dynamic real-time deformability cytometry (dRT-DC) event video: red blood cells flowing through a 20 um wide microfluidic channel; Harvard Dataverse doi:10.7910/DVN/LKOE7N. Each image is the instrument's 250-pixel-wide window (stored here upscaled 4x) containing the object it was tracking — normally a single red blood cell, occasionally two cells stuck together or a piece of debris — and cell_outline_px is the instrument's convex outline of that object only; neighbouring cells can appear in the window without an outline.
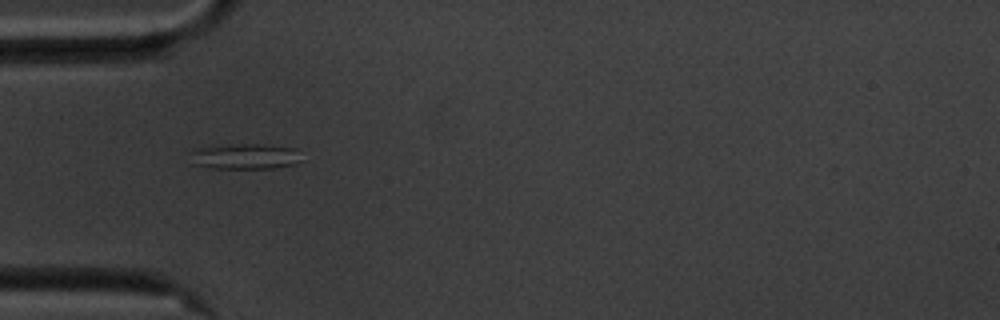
{"species": "common noctule bat (a hibernating species)", "species_latin": "Nyctalus noctula", "temperature_condition": "cold", "stored_images_in_passage": 26, "camera_frame_rate_fps": 3000, "um_per_image_px": 0.085, "animal": {"sex": "male", "body_mass_g": 20.1, "forearm_length_mm": 53.5}, "frame": {"image": 1, "passage_image": 1, "time_ms": 0.0, "image_size_px": [1000, 320], "cell_outline_px": [[304, 160], [296, 164], [272, 168], [212, 168], [192, 164], [188, 152], [196, 148], [232, 144], [260, 144], [296, 148]], "centroid_in_image_um": [20.83, 13.29], "position_along_channel_um": 64.2, "area_um2": 16.88}}
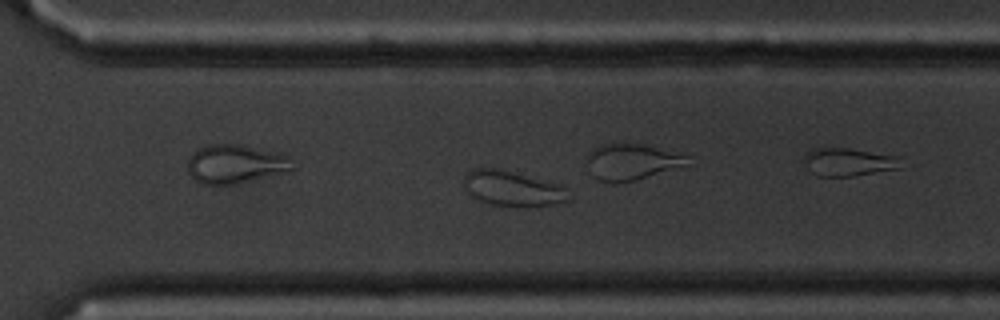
{"frame": {"image": 2, "passage_image": 22, "time_ms": 7.0, "image_size_px": [1000, 320], "cell_outline_px": [[572, 200], [556, 204], [524, 208], [492, 204], [468, 196], [464, 188], [464, 176], [472, 168], [492, 168], [564, 184], [572, 196]], "centroid_in_image_um": [43.64, 16.06], "position_along_channel_um": 327.0, "area_um2": 22.08}}